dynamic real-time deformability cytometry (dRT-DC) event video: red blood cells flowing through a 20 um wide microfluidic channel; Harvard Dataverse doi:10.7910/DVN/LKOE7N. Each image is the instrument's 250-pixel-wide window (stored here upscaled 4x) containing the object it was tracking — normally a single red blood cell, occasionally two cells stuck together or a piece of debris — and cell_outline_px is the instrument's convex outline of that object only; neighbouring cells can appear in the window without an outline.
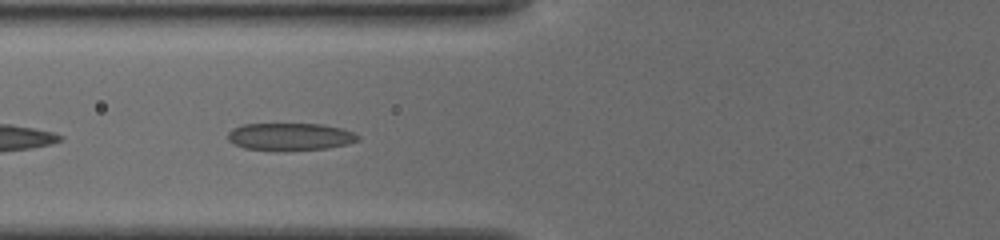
{"species": "common noctule bat (a hibernating species)", "species_latin": "Nyctalus noctula", "temperature_condition": "cold", "stored_images_in_passage": 23, "camera_frame_rate_fps": 3000, "um_per_image_px": 0.085, "animal": {"sex": "female", "body_mass_g": 19.5, "forearm_length_mm": 54.1}, "frame": {"image": 1, "passage_image": 4, "time_ms": 1.0, "image_size_px": [1000, 240], "cell_outline_px": [[360, 140], [348, 144], [328, 148], [288, 152], [272, 152], [244, 148], [232, 144], [228, 140], [228, 132], [232, 128], [240, 124], [324, 124], [340, 128], [352, 132], [360, 136]], "centroid_in_image_um": [24.62, 11.65], "position_along_channel_um": 101.2, "area_um2": 21.56}}
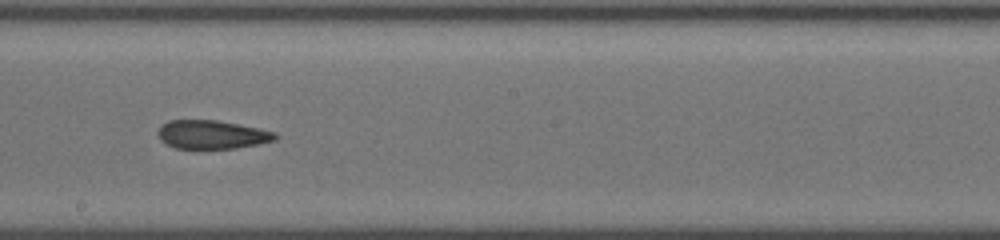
{"frame": {"image": 2, "passage_image": 14, "time_ms": 4.333, "image_size_px": [1000, 240], "cell_outline_px": [[276, 140], [236, 148], [176, 148], [160, 140], [156, 132], [160, 124], [168, 120], [216, 120], [260, 128], [276, 132]], "centroid_in_image_um": [17.97, 11.42], "position_along_channel_um": 230.2, "area_um2": 19.54}}
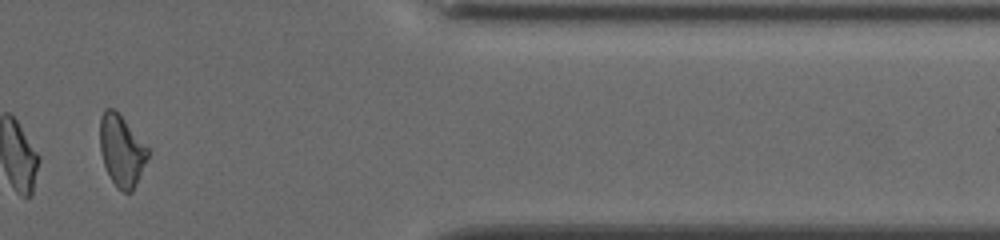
{"frame": {"image": 3, "passage_image": 21, "time_ms": 9.333, "image_size_px": [1000, 240], "cell_outline_px": [[152, 148], [136, 184], [132, 192], [124, 192], [116, 188], [104, 164], [100, 152], [100, 116], [104, 108], [112, 108]], "centroid_in_image_um": [10.36, 12.79], "position_along_channel_um": 401.0, "area_um2": 20.06}, "authors_computed_cell_mechanics": {"area_um2": 20.23, "velocity_mm_per_s": 3.8633, "shape_relaxation_time_tau1_ms": null, "shape_relaxation_time_tau2_ms": 4.6706, "deformation_change_tau1": null, "deformation_change_tau2": 0.1278}}